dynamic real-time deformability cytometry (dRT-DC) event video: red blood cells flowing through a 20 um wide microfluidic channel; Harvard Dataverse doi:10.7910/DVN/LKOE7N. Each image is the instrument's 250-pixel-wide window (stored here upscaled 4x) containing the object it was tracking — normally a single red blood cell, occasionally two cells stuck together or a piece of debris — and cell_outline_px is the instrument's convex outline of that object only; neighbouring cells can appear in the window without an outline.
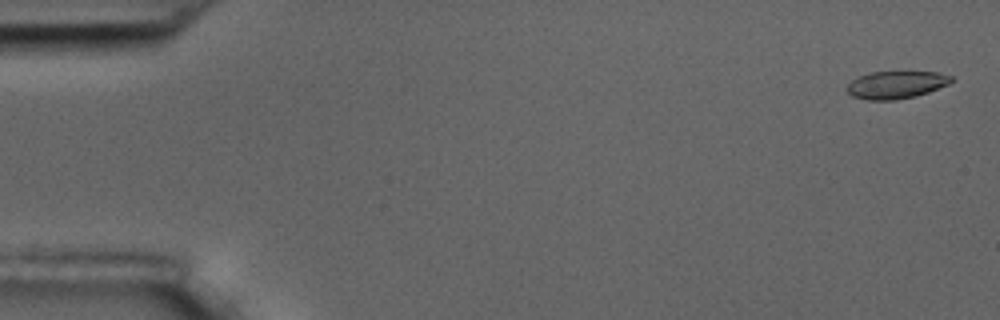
{"species": "common noctule bat (a hibernating species)", "species_latin": "Nyctalus noctula", "temperature_condition": "room temperature", "stored_images_in_passage": 13, "camera_frame_rate_fps": 3000, "um_per_image_px": 0.085, "animal": {"sex": "male", "body_mass_g": 17.5, "forearm_length_mm": 52.3}, "frame": {"image": 1, "passage_image": 2, "time_ms": 0.333, "image_size_px": [1000, 320], "cell_outline_px": [[952, 80], [948, 84], [928, 92], [916, 96], [896, 100], [868, 100], [852, 96], [844, 88], [852, 80], [860, 76], [872, 72], [940, 72], [952, 76]], "centroid_in_image_um": [76.15, 7.21], "position_along_channel_um": 8.8, "area_um2": 16.7}}